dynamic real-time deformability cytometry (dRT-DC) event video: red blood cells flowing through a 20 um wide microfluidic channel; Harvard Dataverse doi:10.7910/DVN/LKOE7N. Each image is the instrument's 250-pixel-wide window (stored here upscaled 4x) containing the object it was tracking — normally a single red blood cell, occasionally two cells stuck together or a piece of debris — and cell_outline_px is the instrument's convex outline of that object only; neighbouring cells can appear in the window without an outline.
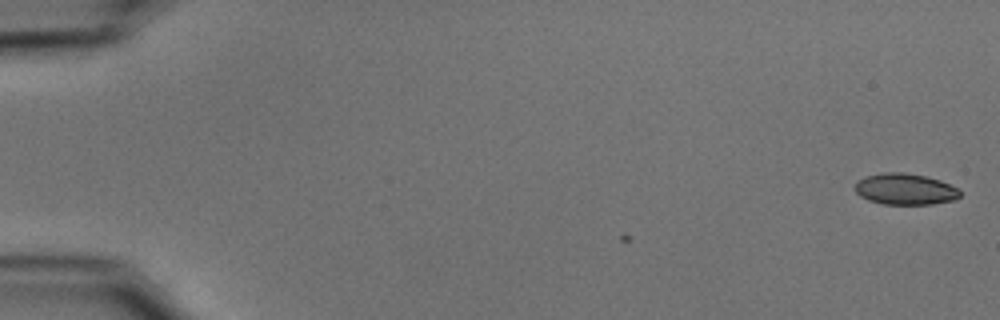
{"species": "common noctule bat (a hibernating species)", "species_latin": "Nyctalus noctula", "temperature_condition": "cold", "stored_images_in_passage": 3, "camera_frame_rate_fps": 3000, "um_per_image_px": 0.085, "animal": {"sex": "male", "body_mass_g": 15.6}, "frame": {"image": 1, "passage_image": 3, "time_ms": 0.667, "image_size_px": [1000, 320], "cell_outline_px": [[960, 196], [956, 200], [932, 204], [884, 204], [868, 200], [860, 196], [856, 192], [856, 184], [864, 176], [884, 172], [904, 172], [924, 176], [940, 180], [956, 188], [960, 192]], "centroid_in_image_um": [76.94, 16.08], "position_along_channel_um": 8.1, "area_um2": 19.02}}